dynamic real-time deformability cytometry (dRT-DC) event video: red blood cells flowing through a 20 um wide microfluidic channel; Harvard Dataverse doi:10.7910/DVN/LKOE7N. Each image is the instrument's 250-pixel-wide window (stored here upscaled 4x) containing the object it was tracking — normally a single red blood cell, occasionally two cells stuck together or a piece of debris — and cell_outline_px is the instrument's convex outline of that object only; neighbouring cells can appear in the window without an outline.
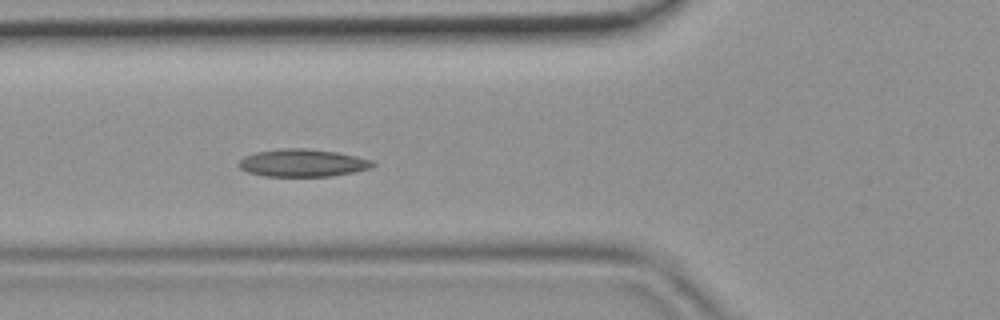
{"species": "common noctule bat (a hibernating species)", "species_latin": "Nyctalus noctula", "temperature_condition": "room temperature", "stored_images_in_passage": 4, "camera_frame_rate_fps": 3000, "um_per_image_px": 0.085, "animal": {"sex": "female", "body_mass_g": 19.9}, "frame": {"image": 1, "passage_image": 4, "time_ms": 1.0, "image_size_px": [1000, 320], "cell_outline_px": [[376, 164], [372, 168], [332, 176], [264, 176], [248, 172], [240, 168], [236, 164], [244, 156], [256, 152], [284, 148], [304, 148], [336, 152], [356, 156], [372, 160]], "centroid_in_image_um": [25.71, 13.85], "position_along_channel_um": 100.1, "area_um2": 21.5}}